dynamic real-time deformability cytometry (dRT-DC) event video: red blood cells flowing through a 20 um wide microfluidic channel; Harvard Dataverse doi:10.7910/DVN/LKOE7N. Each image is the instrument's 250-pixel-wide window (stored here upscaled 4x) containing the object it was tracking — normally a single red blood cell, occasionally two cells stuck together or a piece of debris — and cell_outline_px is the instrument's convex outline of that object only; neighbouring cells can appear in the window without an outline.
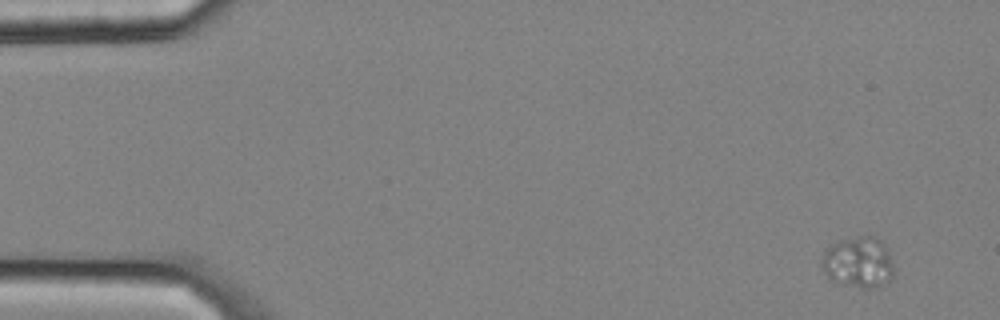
{"species": "common noctule bat (a hibernating species)", "species_latin": "Nyctalus noctula", "temperature_condition": "cold", "stored_images_in_passage": 5, "camera_frame_rate_fps": 3000, "um_per_image_px": 0.085, "animal": {"sex": "male", "body_mass_g": 20.4}, "frame": {"image": 1, "passage_image": 1, "time_ms": 0.0, "image_size_px": [1000, 320], "cell_outline_px": [[896, 268], [892, 276], [888, 280], [872, 288], [860, 288], [836, 284], [824, 272], [820, 264], [820, 260], [824, 252], [832, 244], [840, 240], [864, 236], [872, 236], [880, 240], [888, 252]], "centroid_in_image_um": [72.94, 22.32], "position_along_channel_um": 12.1, "area_um2": 21.5}}
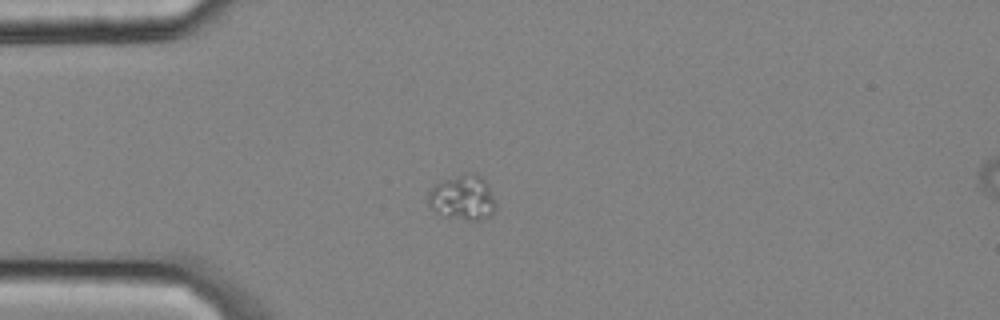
{"frame": {"image": 2, "passage_image": 4, "time_ms": 1.0, "image_size_px": [1000, 320], "cell_outline_px": [[496, 212], [492, 216], [480, 220], [468, 220], [444, 216], [436, 212], [428, 204], [428, 192], [436, 184], [444, 180], [464, 176], [480, 176], [484, 180], [496, 204]], "centroid_in_image_um": [39.33, 16.88], "position_along_channel_um": 45.7, "area_um2": 17.11}}